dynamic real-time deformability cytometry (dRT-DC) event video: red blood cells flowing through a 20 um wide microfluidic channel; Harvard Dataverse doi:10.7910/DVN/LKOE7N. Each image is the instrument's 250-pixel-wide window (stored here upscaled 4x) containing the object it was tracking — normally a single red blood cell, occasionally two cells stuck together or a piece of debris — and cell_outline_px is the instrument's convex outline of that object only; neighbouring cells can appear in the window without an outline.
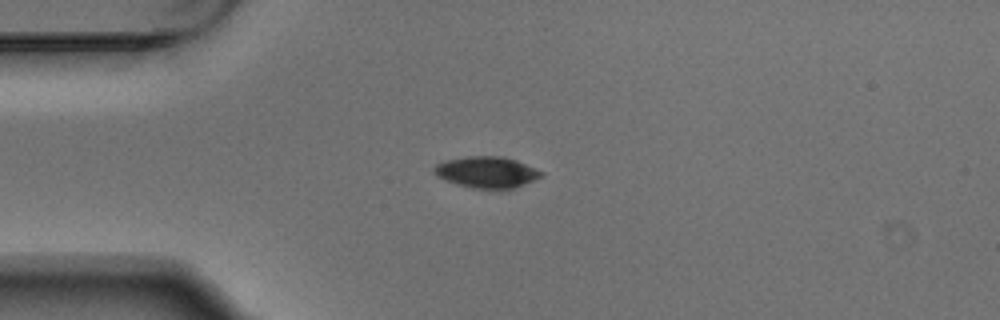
{"species": "Egyptian fruit bat (a non-hibernating species)", "species_latin": "Rousettus aegyptiacus", "temperature_condition": "warm", "stored_images_in_passage": 5, "camera_frame_rate_fps": 3000, "um_per_image_px": 0.085, "animal": {"sex": "male"}, "frame": {"image": 1, "passage_image": 1, "time_ms": 0.0, "image_size_px": [1000, 320], "cell_outline_px": [[544, 176], [524, 184], [512, 188], [472, 188], [436, 176], [432, 172], [432, 168], [436, 164], [444, 160], [468, 156], [500, 156], [516, 160], [544, 172]], "centroid_in_image_um": [41.36, 14.61], "position_along_channel_um": 43.6, "area_um2": 19.36}}
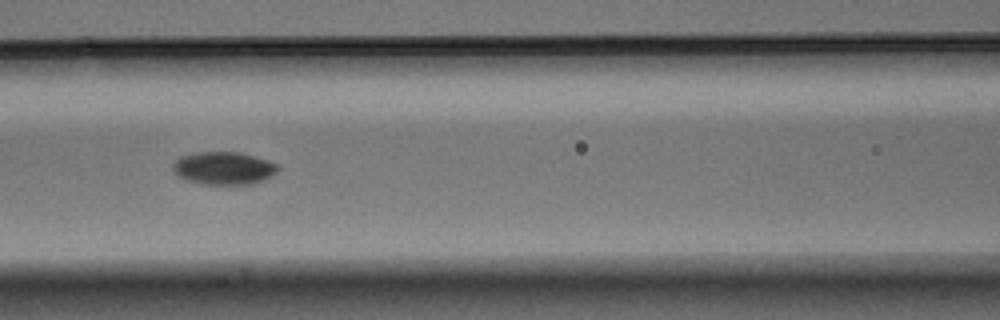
{"frame": {"image": 2, "passage_image": 4, "time_ms": 1.0, "image_size_px": [1000, 320], "cell_outline_px": [[280, 168], [272, 176], [264, 180], [252, 184], [200, 184], [188, 180], [180, 176], [172, 168], [172, 164], [180, 156], [196, 152], [240, 152], [256, 156], [268, 160], [276, 164]], "centroid_in_image_um": [19.04, 14.29], "position_along_channel_um": 147.6, "area_um2": 20.11}}
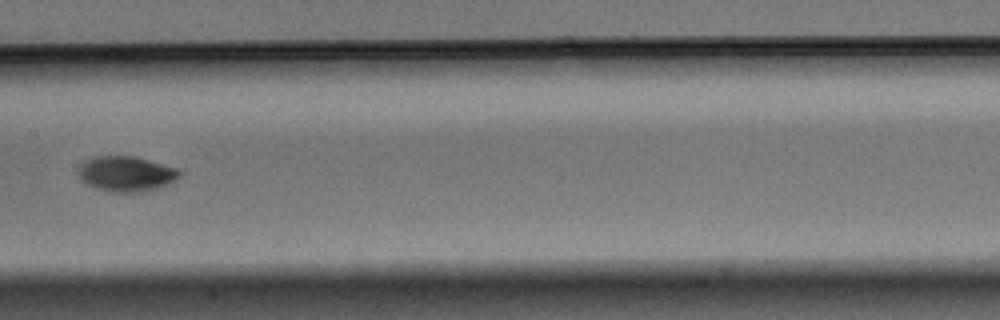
{"frame": {"image": 3, "passage_image": 5, "time_ms": 1.333, "image_size_px": [1000, 320], "cell_outline_px": [[180, 176], [176, 180], [168, 184], [156, 188], [140, 192], [112, 192], [96, 188], [88, 184], [80, 176], [80, 164], [84, 160], [96, 156], [136, 156], [176, 168], [180, 172]], "centroid_in_image_um": [10.74, 14.76], "position_along_channel_um": 196.7, "area_um2": 20.52}}